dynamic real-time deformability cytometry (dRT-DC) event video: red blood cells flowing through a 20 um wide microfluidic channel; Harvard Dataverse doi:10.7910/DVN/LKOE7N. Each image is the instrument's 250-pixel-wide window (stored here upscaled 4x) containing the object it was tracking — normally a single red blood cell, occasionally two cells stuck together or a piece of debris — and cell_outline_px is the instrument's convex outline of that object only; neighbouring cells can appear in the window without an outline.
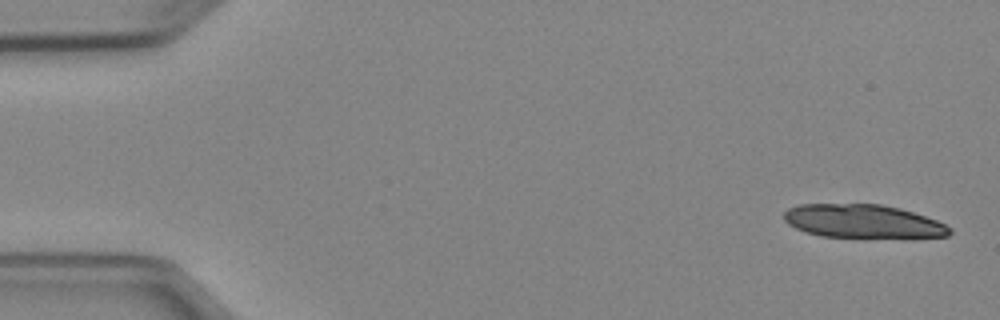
{"species": "Egyptian fruit bat (a non-hibernating species)", "species_latin": "Rousettus aegyptiacus", "temperature_condition": "cold", "stored_images_in_passage": 6, "camera_frame_rate_fps": 3000, "um_per_image_px": 0.085, "animal": {"sex": "female"}, "frame": {"image": 1, "passage_image": 1, "time_ms": 0.0, "image_size_px": [1000, 320], "cell_outline_px": [[952, 232], [948, 236], [908, 240], [904, 240], [820, 236], [804, 232], [788, 224], [784, 220], [784, 212], [788, 208], [800, 204], [880, 204], [900, 208], [936, 220], [952, 228]], "centroid_in_image_um": [73.42, 18.86], "position_along_channel_um": 11.6, "area_um2": 33.58}}
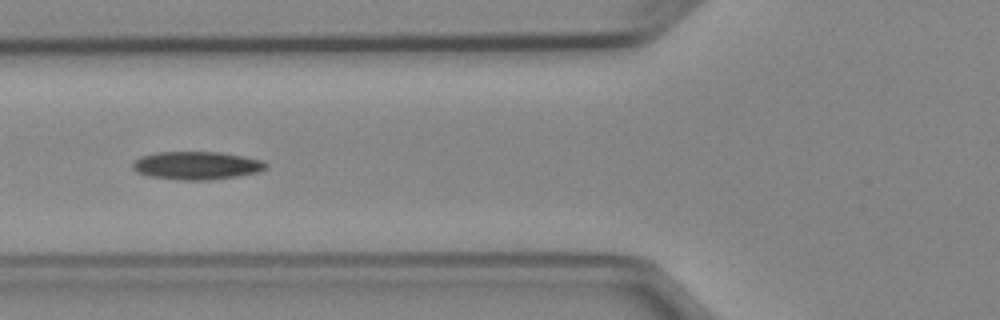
{"frame": {"image": 2, "passage_image": 6, "time_ms": 6.0, "image_size_px": [1000, 320], "cell_outline_px": [[268, 168], [260, 172], [212, 180], [180, 180], [148, 176], [136, 172], [132, 168], [132, 164], [140, 156], [156, 152], [220, 152], [244, 156], [264, 160], [268, 164]], "centroid_in_image_um": [16.74, 14.07], "position_along_channel_um": 109.1, "area_um2": 22.08}}